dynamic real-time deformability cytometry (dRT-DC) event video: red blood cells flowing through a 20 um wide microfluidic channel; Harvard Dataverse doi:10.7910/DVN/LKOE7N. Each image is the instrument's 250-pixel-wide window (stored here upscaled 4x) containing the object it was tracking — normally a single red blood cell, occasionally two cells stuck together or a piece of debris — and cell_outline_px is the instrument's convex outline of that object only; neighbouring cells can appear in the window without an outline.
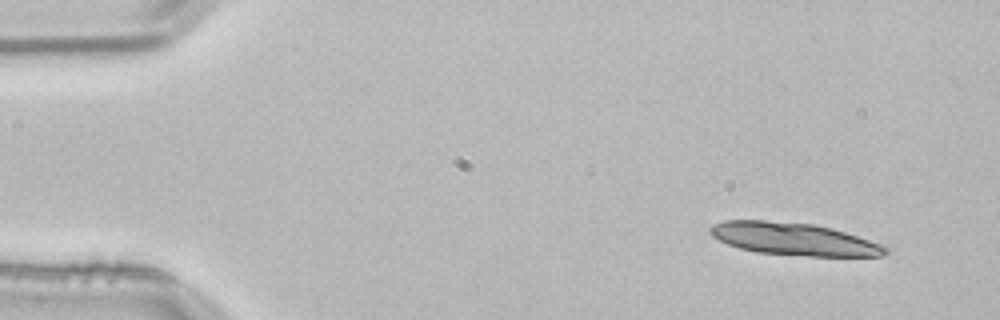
{"species": "common noctule bat (a hibernating species)", "species_latin": "Nyctalus noctula", "temperature_condition": "room temperature", "stored_images_in_passage": 3, "camera_frame_rate_fps": 3000, "um_per_image_px": 0.085, "animal": {"sex": "male", "body_mass_g": 21.5, "forearm_length_mm": 52.0}, "frame": {"image": 1, "passage_image": 1, "time_ms": 0.0, "image_size_px": [1000, 320], "cell_outline_px": [[888, 252], [884, 256], [808, 256], [756, 252], [740, 248], [728, 244], [712, 236], [708, 232], [708, 228], [712, 224], [724, 220], [764, 220], [812, 224], [832, 228], [880, 244], [888, 248]], "centroid_in_image_um": [67.42, 20.31], "position_along_channel_um": 17.6, "area_um2": 33.0}}